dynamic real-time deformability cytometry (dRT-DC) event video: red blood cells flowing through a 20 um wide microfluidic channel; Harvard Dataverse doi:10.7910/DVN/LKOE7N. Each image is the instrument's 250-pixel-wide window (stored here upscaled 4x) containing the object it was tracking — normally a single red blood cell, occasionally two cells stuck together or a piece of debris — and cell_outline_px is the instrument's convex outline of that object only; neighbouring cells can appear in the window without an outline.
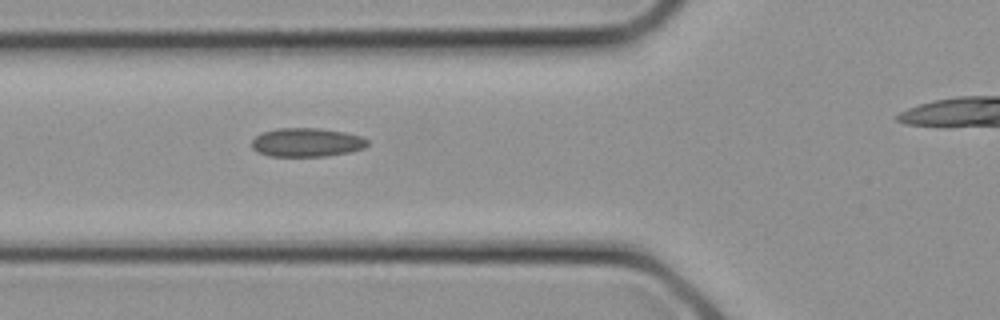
{"species": "common noctule bat (a hibernating species)", "species_latin": "Nyctalus noctula", "temperature_condition": "cold", "stored_images_in_passage": 5, "camera_frame_rate_fps": 3000, "um_per_image_px": 0.085, "animal": {"sex": "female", "body_mass_g": 21.9}, "frame": {"image": 1, "passage_image": 5, "time_ms": 1.333, "image_size_px": [1000, 320], "cell_outline_px": [[368, 144], [364, 148], [352, 152], [324, 156], [268, 156], [256, 152], [252, 148], [252, 140], [260, 132], [276, 128], [320, 128], [344, 132], [364, 136], [368, 140]], "centroid_in_image_um": [26.07, 12.1], "position_along_channel_um": 99.7, "area_um2": 19.71}}